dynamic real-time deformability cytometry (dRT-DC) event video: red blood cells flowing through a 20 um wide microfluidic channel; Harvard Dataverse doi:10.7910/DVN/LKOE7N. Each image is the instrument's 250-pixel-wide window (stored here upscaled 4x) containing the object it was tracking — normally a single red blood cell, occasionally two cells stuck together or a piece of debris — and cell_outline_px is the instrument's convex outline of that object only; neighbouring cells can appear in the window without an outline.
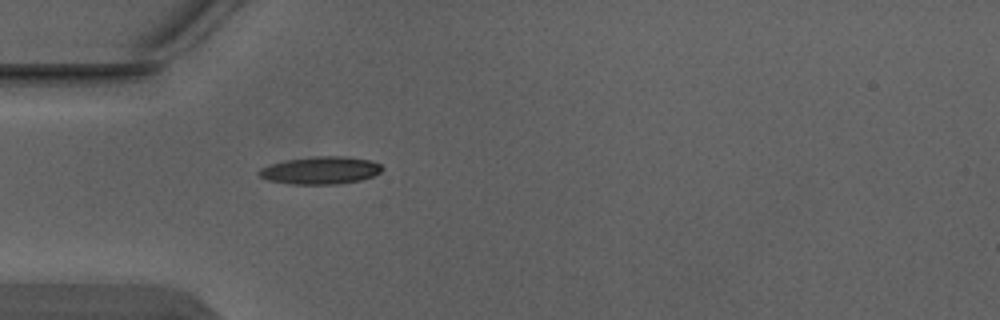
{"species": "Egyptian fruit bat (a non-hibernating species)", "species_latin": "Rousettus aegyptiacus", "temperature_condition": "warm", "stored_images_in_passage": 1, "camera_frame_rate_fps": 3000, "um_per_image_px": 0.085, "animal": {"sex": "male"}, "frame": {"image": 1, "passage_image": 1, "time_ms": 0.0, "image_size_px": [1000, 320], "cell_outline_px": [[384, 168], [380, 172], [372, 176], [360, 180], [336, 184], [292, 184], [268, 180], [260, 176], [256, 172], [260, 168], [284, 160], [312, 156], [344, 156], [368, 160], [380, 164]], "centroid_in_image_um": [27.22, 14.47], "position_along_channel_um": 57.8, "area_um2": 19.71}}